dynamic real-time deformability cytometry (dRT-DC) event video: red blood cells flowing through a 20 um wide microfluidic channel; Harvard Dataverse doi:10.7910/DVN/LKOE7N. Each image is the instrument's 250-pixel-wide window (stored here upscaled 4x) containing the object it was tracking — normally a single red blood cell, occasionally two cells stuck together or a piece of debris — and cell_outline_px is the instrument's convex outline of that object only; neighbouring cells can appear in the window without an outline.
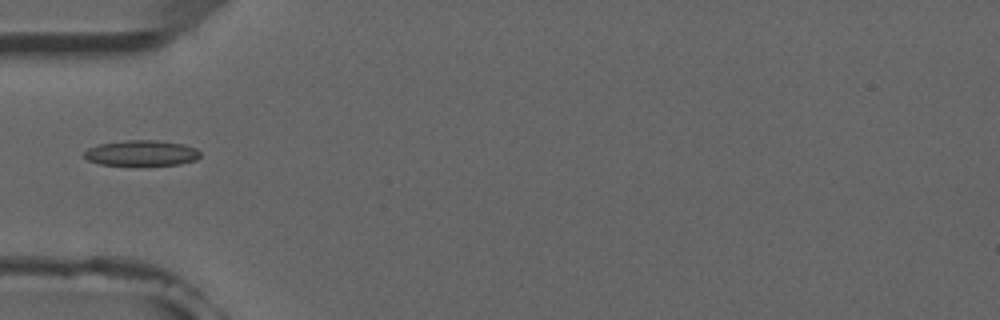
{"species": "common noctule bat (a hibernating species)", "species_latin": "Nyctalus noctula", "temperature_condition": "room temperature", "stored_images_in_passage": 5, "camera_frame_rate_fps": 3000, "um_per_image_px": 0.085, "animal": {"sex": "male", "forearm_length_mm": 52.5}, "frame": {"image": 1, "passage_image": 4, "time_ms": 4.333, "image_size_px": [1000, 320], "cell_outline_px": [[200, 156], [196, 160], [180, 164], [100, 164], [88, 160], [84, 156], [84, 152], [88, 148], [100, 144], [124, 140], [156, 140], [184, 144], [196, 148], [200, 152]], "centroid_in_image_um": [12.05, 12.99], "position_along_channel_um": 73.0, "area_um2": 16.99}}
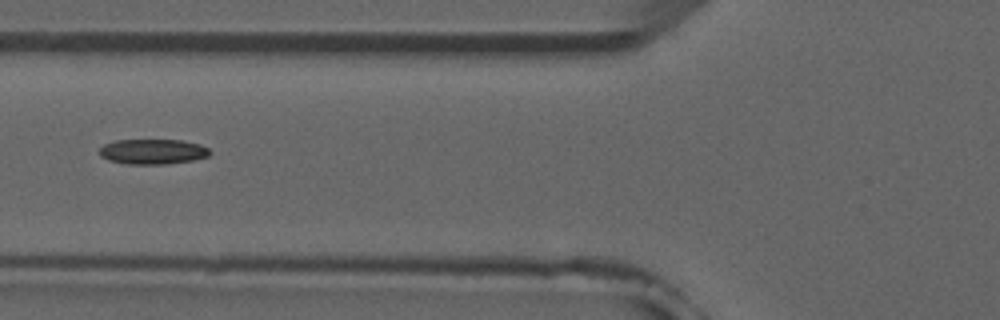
{"frame": {"image": 2, "passage_image": 5, "time_ms": 5.333, "image_size_px": [1000, 320], "cell_outline_px": [[212, 152], [208, 156], [192, 160], [164, 164], [128, 164], [108, 160], [100, 156], [100, 148], [104, 144], [116, 140], [180, 140], [200, 144], [208, 148]], "centroid_in_image_um": [12.98, 12.88], "position_along_channel_um": 112.8, "area_um2": 16.13}}